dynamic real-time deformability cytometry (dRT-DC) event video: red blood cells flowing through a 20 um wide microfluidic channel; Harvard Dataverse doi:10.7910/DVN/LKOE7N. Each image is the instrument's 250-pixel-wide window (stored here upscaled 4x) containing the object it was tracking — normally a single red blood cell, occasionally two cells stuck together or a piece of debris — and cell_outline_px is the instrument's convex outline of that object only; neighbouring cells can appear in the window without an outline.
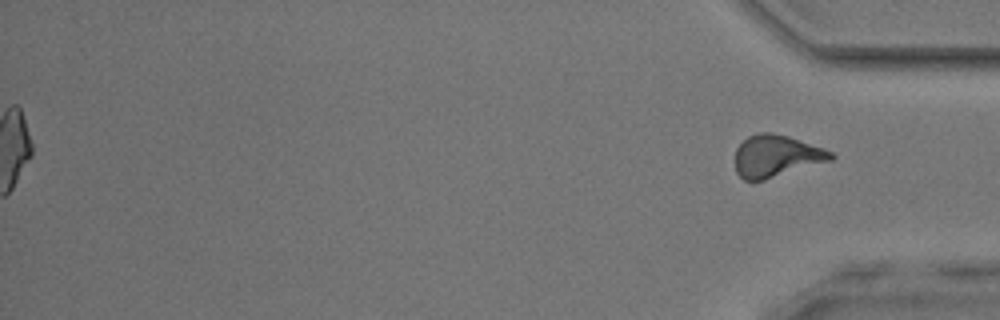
{"species": "common noctule bat (a hibernating species)", "species_latin": "Nyctalus noctula", "temperature_condition": "room temperature", "stored_images_in_passage": 37, "segment_of_instrument_passage": [2, 2], "camera_frame_rate_fps": 3000, "um_per_image_px": 0.085, "animal": {"sex": "male", "body_mass_g": 17.9, "forearm_length_mm": 54.2}, "frame": {"image": 1, "passage_image": 37, "time_ms": 12.0, "image_size_px": [1000, 320], "cell_outline_px": [[836, 156], [832, 160], [764, 180], [744, 180], [736, 172], [736, 148], [748, 136], [760, 132], [772, 132], [788, 136], [824, 148], [832, 152]], "centroid_in_image_um": [65.99, 13.25], "position_along_channel_um": 369.2, "area_um2": 23.35}}